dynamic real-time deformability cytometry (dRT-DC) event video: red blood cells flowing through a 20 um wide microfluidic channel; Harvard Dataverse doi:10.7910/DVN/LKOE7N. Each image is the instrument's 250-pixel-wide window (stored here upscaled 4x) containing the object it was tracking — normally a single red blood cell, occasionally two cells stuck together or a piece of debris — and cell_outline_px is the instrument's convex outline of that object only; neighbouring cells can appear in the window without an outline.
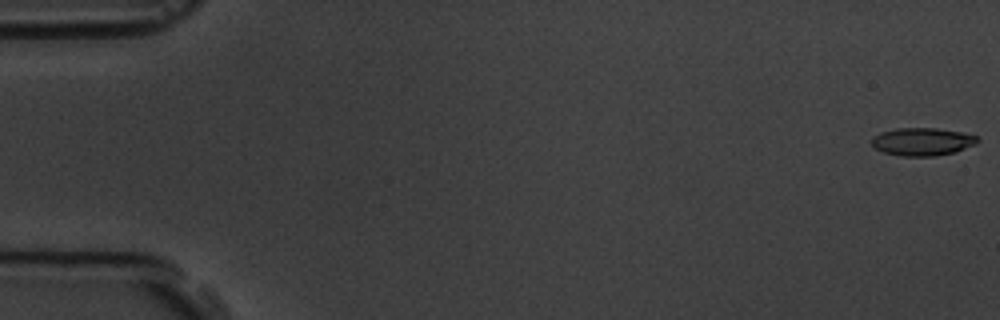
{"species": "common noctule bat (a hibernating species)", "species_latin": "Nyctalus noctula", "temperature_condition": "room temperature", "stored_images_in_passage": 7, "camera_frame_rate_fps": 3000, "um_per_image_px": 0.085, "animal": {"sex": "male", "body_mass_g": 19.5, "forearm_length_mm": 54.6}, "frame": {"image": 1, "passage_image": 1, "time_ms": 0.0, "image_size_px": [1000, 320], "cell_outline_px": [[980, 140], [976, 144], [956, 152], [936, 156], [900, 156], [884, 152], [876, 148], [872, 144], [872, 136], [880, 132], [896, 128], [936, 128], [960, 132], [976, 136]], "centroid_in_image_um": [78.4, 12.04], "position_along_channel_um": 6.6, "area_um2": 17.22}}
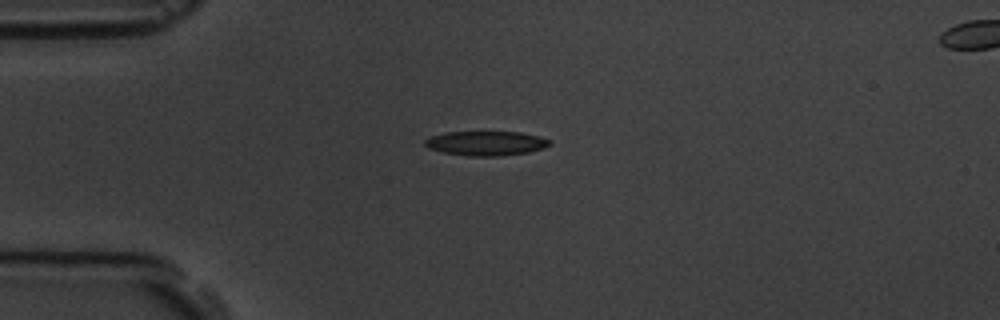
{"frame": {"image": 2, "passage_image": 5, "time_ms": 4.667, "image_size_px": [1000, 320], "cell_outline_px": [[552, 144], [544, 148], [528, 152], [500, 156], [468, 156], [444, 152], [428, 148], [424, 144], [424, 140], [432, 136], [444, 132], [520, 132], [552, 140]], "centroid_in_image_um": [41.32, 12.18], "position_along_channel_um": 43.7, "area_um2": 17.74}}
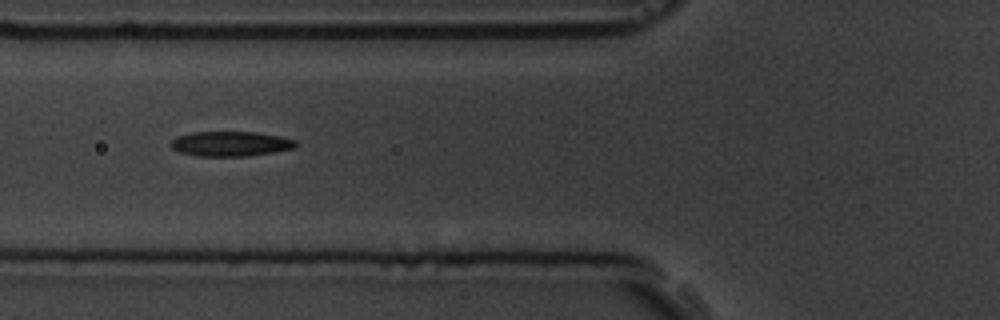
{"frame": {"image": 3, "passage_image": 7, "time_ms": 7.0, "image_size_px": [1000, 320], "cell_outline_px": [[296, 144], [292, 148], [272, 152], [248, 156], [196, 156], [180, 152], [172, 148], [168, 144], [176, 136], [192, 132], [256, 132], [280, 136], [296, 140]], "centroid_in_image_um": [19.54, 12.22], "position_along_channel_um": 106.3, "area_um2": 18.09}}